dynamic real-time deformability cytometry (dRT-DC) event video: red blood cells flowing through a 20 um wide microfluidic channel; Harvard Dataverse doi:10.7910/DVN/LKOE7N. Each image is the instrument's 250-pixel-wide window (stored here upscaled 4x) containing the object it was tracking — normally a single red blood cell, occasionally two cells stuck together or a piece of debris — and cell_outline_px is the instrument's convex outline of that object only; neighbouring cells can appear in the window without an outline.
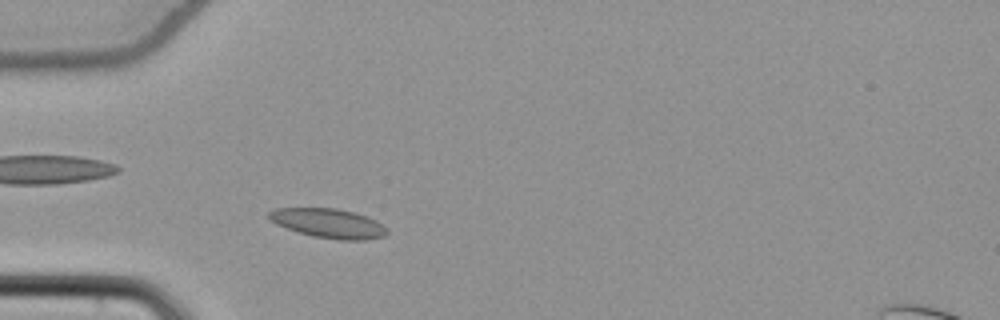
{"species": "common noctule bat (a hibernating species)", "species_latin": "Nyctalus noctula", "temperature_condition": "cold", "stored_images_in_passage": 39, "camera_frame_rate_fps": 3000, "um_per_image_px": 0.085, "animal": {"sex": "female", "body_mass_g": 22.7, "forearm_length_mm": 54.2}, "frame": {"image": 1, "passage_image": 7, "time_ms": 2.0, "image_size_px": [1000, 320], "cell_outline_px": [[388, 232], [384, 236], [364, 240], [336, 240], [312, 236], [276, 224], [268, 216], [268, 212], [276, 208], [336, 208], [352, 212], [376, 220], [388, 228]], "centroid_in_image_um": [27.94, 18.98], "position_along_channel_um": 57.1, "area_um2": 20.06}}
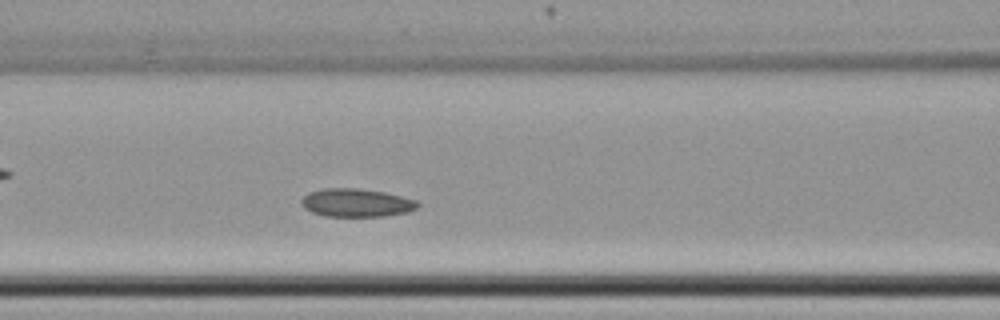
{"frame": {"image": 2, "passage_image": 14, "time_ms": 4.333, "image_size_px": [1000, 320], "cell_outline_px": [[420, 204], [416, 208], [408, 212], [384, 216], [324, 216], [312, 212], [304, 208], [300, 204], [300, 200], [308, 192], [324, 188], [356, 188], [384, 192], [416, 200]], "centroid_in_image_um": [30.26, 17.23], "position_along_channel_um": 136.3, "area_um2": 19.13}}
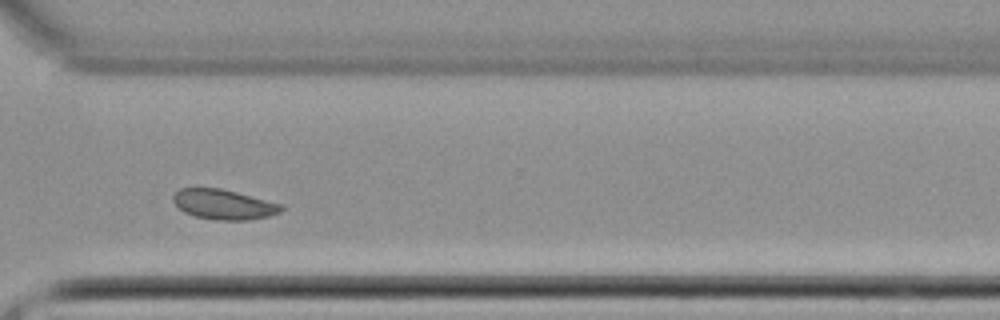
{"frame": {"image": 3, "passage_image": 31, "time_ms": 10.0, "image_size_px": [1000, 320], "cell_outline_px": [[284, 208], [280, 212], [268, 216], [248, 220], [216, 220], [196, 216], [184, 212], [172, 200], [172, 196], [180, 188], [220, 188], [284, 204]], "centroid_in_image_um": [19.04, 17.37], "position_along_channel_um": 351.6, "area_um2": 18.84}, "authors_computed_cell_mechanics": {"area_um2": 19.5364, "velocity_mm_per_s": 3.7852, "shape_relaxation_time_tau1_ms": null, "shape_relaxation_time_tau2_ms": 2.3394, "deformation_change_tau1": null, "deformation_change_tau2": 0.0533}}